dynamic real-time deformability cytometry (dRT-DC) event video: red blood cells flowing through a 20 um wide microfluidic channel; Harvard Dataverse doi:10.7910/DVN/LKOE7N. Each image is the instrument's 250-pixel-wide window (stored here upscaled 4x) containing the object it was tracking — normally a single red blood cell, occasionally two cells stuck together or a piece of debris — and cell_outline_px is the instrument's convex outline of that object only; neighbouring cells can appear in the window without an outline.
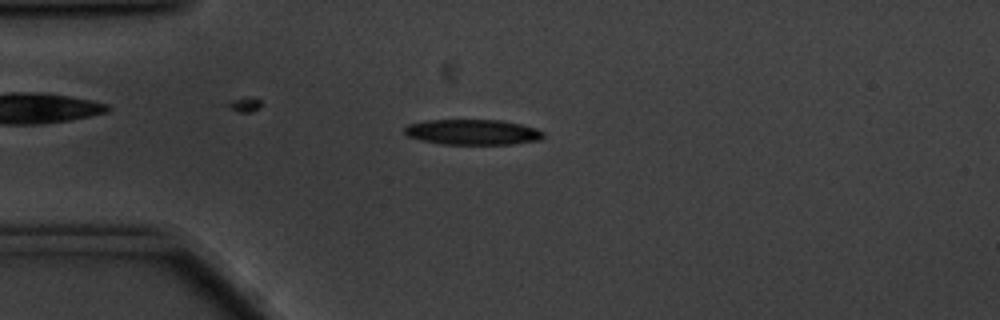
{"species": "common noctule bat (a hibernating species)", "species_latin": "Nyctalus noctula", "temperature_condition": "cold", "stored_images_in_passage": 56, "camera_frame_rate_fps": 3000, "um_per_image_px": 0.085, "animal": {"sex": "male", "body_mass_g": 20.1, "forearm_length_mm": 53.5}, "frame": {"image": 1, "passage_image": 13, "time_ms": 4.0, "image_size_px": [1000, 320], "cell_outline_px": [[544, 136], [540, 140], [512, 144], [440, 144], [420, 140], [408, 136], [404, 132], [404, 128], [408, 124], [428, 120], [500, 120], [520, 124], [536, 128], [544, 132]], "centroid_in_image_um": [40.17, 11.23], "position_along_channel_um": 44.8, "area_um2": 20.58}}
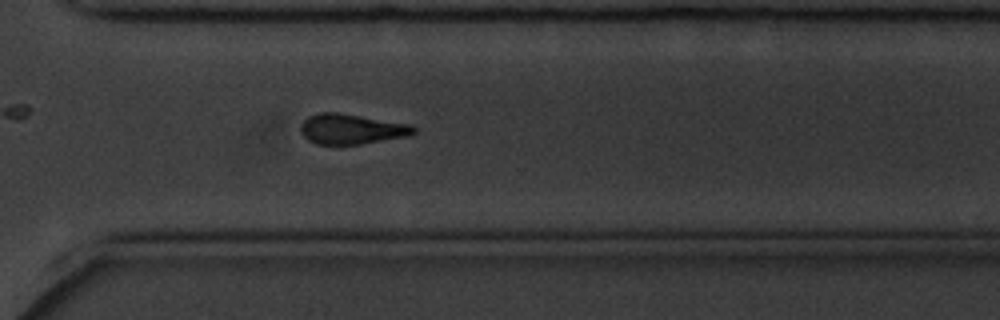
{"frame": {"image": 2, "passage_image": 40, "time_ms": 13.0, "image_size_px": [1000, 320], "cell_outline_px": [[416, 132], [408, 136], [360, 144], [316, 144], [308, 140], [300, 132], [300, 124], [308, 116], [320, 112], [336, 112], [412, 124], [416, 128]], "centroid_in_image_um": [29.87, 10.96], "position_along_channel_um": 340.7, "area_um2": 19.94}}
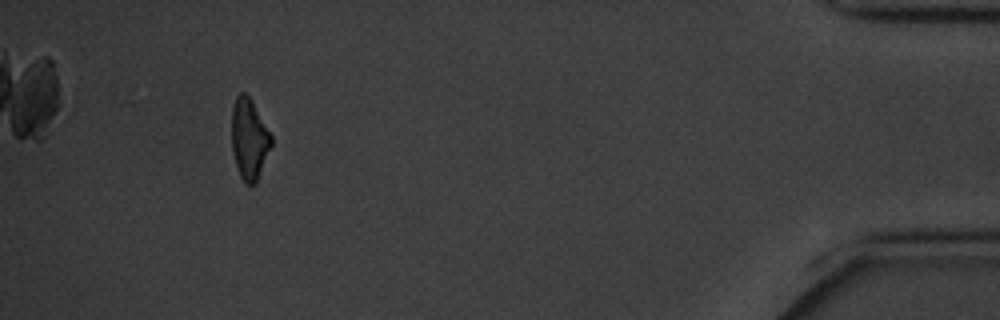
{"frame": {"image": 3, "passage_image": 52, "time_ms": 17.0, "image_size_px": [1000, 320], "cell_outline_px": [[272, 144], [256, 184], [244, 184], [240, 176], [232, 152], [232, 104], [236, 96], [240, 92], [244, 92], [252, 100], [272, 136]], "centroid_in_image_um": [21.18, 11.81], "position_along_channel_um": 414.0, "area_um2": 18.73}, "authors_computed_cell_mechanics": {"area_um2": 20.4034, "velocity_mm_per_s": 3.4587, "shape_relaxation_time_tau1_ms": 3.1677, "shape_relaxation_time_tau2_ms": 11.3727, "deformation_change_tau1": 0.1256, "deformation_change_tau2": 0.2354}}